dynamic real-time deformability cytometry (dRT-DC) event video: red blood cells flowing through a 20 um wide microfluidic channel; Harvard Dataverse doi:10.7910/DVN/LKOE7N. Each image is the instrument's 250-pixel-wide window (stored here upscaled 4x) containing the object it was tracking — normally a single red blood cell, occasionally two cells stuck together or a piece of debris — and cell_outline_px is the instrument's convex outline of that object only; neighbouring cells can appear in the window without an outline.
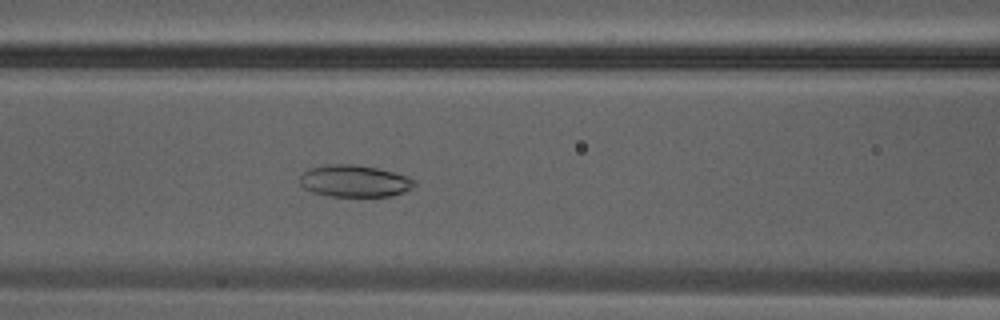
{"species": "Egyptian fruit bat (a non-hibernating species)", "species_latin": "Rousettus aegyptiacus", "temperature_condition": "warm", "stored_images_in_passage": 6, "camera_frame_rate_fps": 3000, "um_per_image_px": 0.085, "animal": {"sex": "male"}, "frame": {"image": 1, "passage_image": 4, "time_ms": 1.0, "image_size_px": [1000, 320], "cell_outline_px": [[416, 184], [412, 188], [404, 192], [388, 196], [328, 196], [312, 192], [304, 188], [300, 184], [300, 172], [308, 168], [328, 164], [352, 164], [376, 168], [408, 176]], "centroid_in_image_um": [30.07, 15.38], "position_along_channel_um": 136.5, "area_um2": 21.33}}